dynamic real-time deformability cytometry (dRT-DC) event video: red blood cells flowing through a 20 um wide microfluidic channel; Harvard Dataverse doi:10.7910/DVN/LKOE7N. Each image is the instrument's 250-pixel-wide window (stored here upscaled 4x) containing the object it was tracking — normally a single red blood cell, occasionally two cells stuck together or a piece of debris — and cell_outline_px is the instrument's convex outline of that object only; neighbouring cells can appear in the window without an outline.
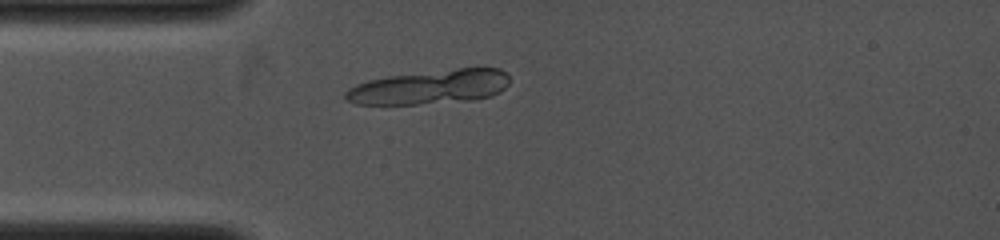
{"species": "common noctule bat (a hibernating species)", "species_latin": "Nyctalus noctula", "temperature_condition": "cold", "stored_images_in_passage": 25, "segment_of_instrument_passage": [1, 2], "camera_frame_rate_fps": 4000, "um_per_image_px": 0.085, "animal": {"sex": "female", "body_mass_g": 19.0, "forearm_length_mm": 53.3}, "frame": {"image": 1, "passage_image": 8, "time_ms": 2.75, "image_size_px": [1000, 240], "cell_outline_px": [[508, 84], [500, 92], [492, 96], [472, 100], [416, 104], [356, 104], [348, 100], [344, 96], [344, 92], [348, 88], [356, 84], [368, 80], [388, 76], [456, 68], [500, 68], [508, 76]], "centroid_in_image_um": [36.54, 7.39], "position_along_channel_um": 48.5, "area_um2": 32.66}}